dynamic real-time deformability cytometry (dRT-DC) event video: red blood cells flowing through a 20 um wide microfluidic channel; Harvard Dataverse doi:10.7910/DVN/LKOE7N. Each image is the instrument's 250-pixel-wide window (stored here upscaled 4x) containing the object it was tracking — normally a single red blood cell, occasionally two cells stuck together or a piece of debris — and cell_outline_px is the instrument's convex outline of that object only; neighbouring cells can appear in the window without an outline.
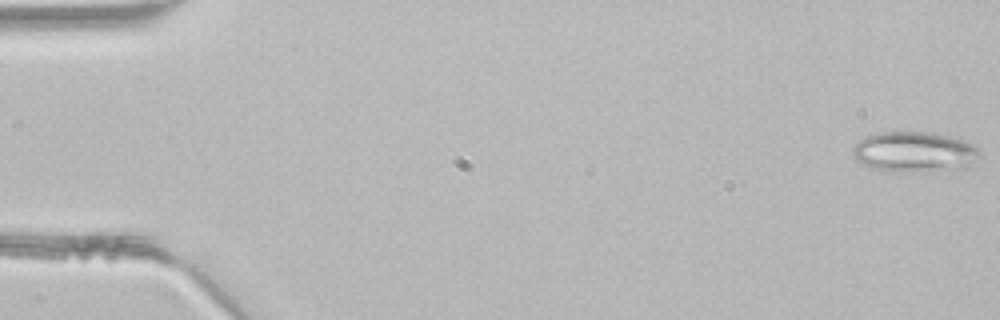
{"species": "common noctule bat (a hibernating species)", "species_latin": "Nyctalus noctula", "temperature_condition": "room temperature", "stored_images_in_passage": 46, "camera_frame_rate_fps": 3000, "um_per_image_px": 0.085, "animal": {"sex": "male", "body_mass_g": 21.5, "forearm_length_mm": 52.0}, "frame": {"image": 1, "passage_image": 1, "time_ms": 0.0, "image_size_px": [1000, 320], "cell_outline_px": [[980, 156], [964, 168], [900, 172], [872, 168], [856, 160], [852, 156], [852, 148], [864, 136], [876, 132], [932, 132], [948, 136], [972, 144], [980, 148]], "centroid_in_image_um": [77.68, 12.89], "position_along_channel_um": 7.3, "area_um2": 29.71}}
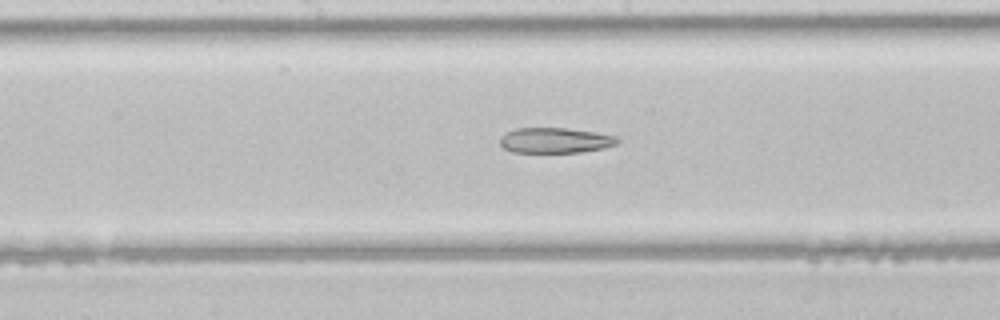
{"frame": {"image": 2, "passage_image": 24, "time_ms": 7.667, "image_size_px": [1000, 320], "cell_outline_px": [[620, 140], [616, 144], [604, 148], [580, 152], [512, 152], [504, 148], [500, 144], [500, 136], [516, 128], [568, 128], [592, 132], [612, 136]], "centroid_in_image_um": [47.14, 11.93], "position_along_channel_um": 201.1, "area_um2": 17.11}}
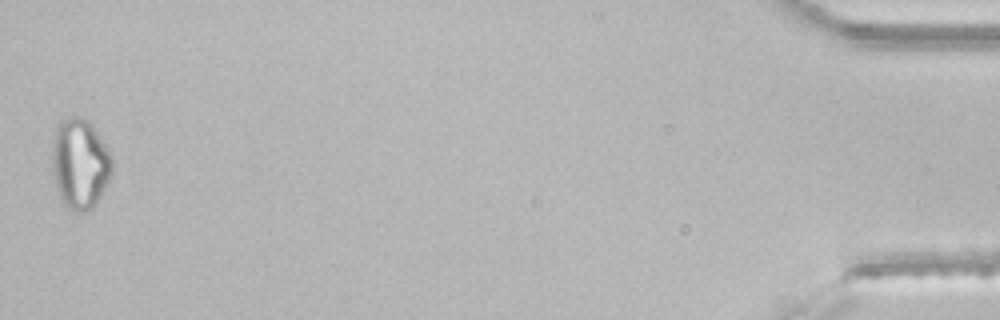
{"frame": {"image": 3, "passage_image": 46, "time_ms": 15.0, "image_size_px": [1000, 320], "cell_outline_px": [[112, 176], [96, 204], [92, 208], [84, 212], [80, 212], [68, 208], [60, 200], [56, 184], [52, 164], [52, 144], [60, 120], [68, 116], [80, 116], [88, 120], [92, 124], [112, 156]], "centroid_in_image_um": [6.81, 13.91], "position_along_channel_um": 428.4, "area_um2": 31.67}}